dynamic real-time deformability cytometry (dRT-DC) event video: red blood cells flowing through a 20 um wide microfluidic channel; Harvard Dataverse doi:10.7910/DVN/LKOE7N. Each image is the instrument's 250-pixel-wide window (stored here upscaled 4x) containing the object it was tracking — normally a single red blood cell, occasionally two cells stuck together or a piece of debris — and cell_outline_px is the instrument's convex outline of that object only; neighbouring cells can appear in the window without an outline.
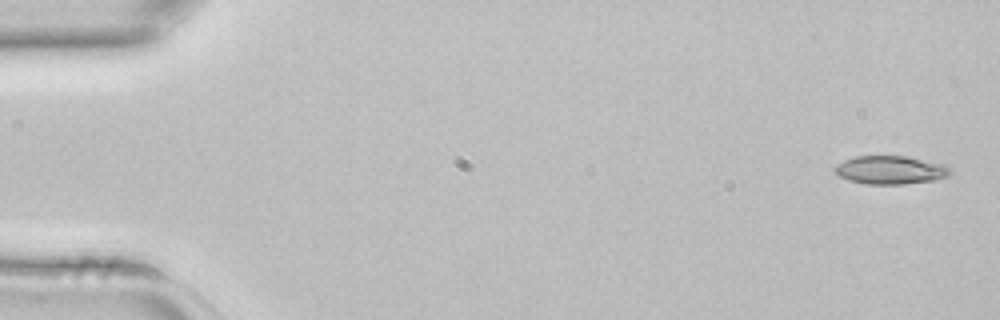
{"species": "common noctule bat (a hibernating species)", "species_latin": "Nyctalus noctula", "temperature_condition": "room temperature", "stored_images_in_passage": 4, "camera_frame_rate_fps": 3000, "um_per_image_px": 0.085, "animal": {"sex": "female", "body_mass_g": 22.7, "forearm_length_mm": 54.2}, "frame": {"image": 1, "passage_image": 1, "time_ms": 0.0, "image_size_px": [1000, 320], "cell_outline_px": [[948, 172], [944, 176], [936, 180], [904, 184], [864, 184], [848, 180], [832, 172], [832, 168], [836, 164], [844, 160], [856, 156], [908, 156], [944, 164], [948, 168]], "centroid_in_image_um": [75.59, 14.44], "position_along_channel_um": 9.4, "area_um2": 19.07}}
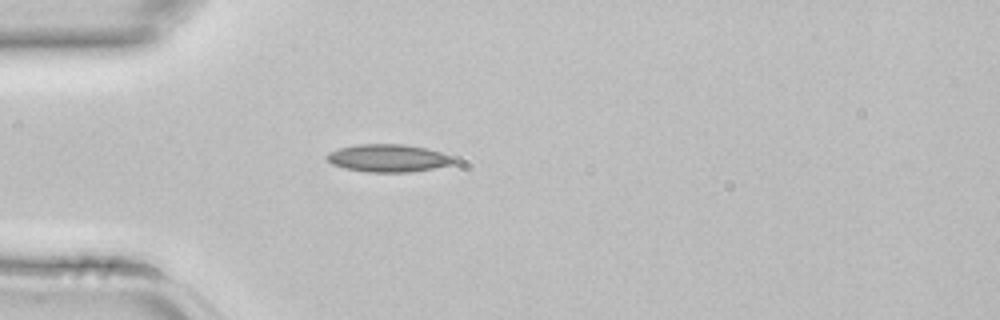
{"frame": {"image": 2, "passage_image": 4, "time_ms": 1.0, "image_size_px": [1000, 320], "cell_outline_px": [[456, 160], [452, 164], [432, 168], [408, 172], [368, 172], [344, 168], [332, 164], [324, 156], [328, 152], [340, 148], [360, 144], [404, 144], [424, 148], [440, 152], [452, 156]], "centroid_in_image_um": [32.96, 13.44], "position_along_channel_um": 52.0, "area_um2": 20.29}}